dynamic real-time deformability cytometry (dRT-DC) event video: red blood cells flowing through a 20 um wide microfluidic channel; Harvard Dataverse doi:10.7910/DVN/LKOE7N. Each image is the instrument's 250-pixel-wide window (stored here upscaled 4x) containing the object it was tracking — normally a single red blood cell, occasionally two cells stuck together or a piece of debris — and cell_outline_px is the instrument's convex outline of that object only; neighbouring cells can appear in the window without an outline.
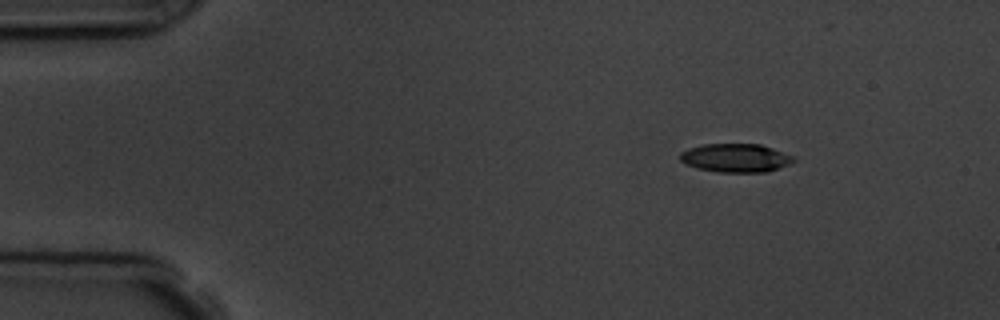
{"species": "common noctule bat (a hibernating species)", "species_latin": "Nyctalus noctula", "temperature_condition": "room temperature", "stored_images_in_passage": 4, "segment_of_instrument_passage": [1, 2], "camera_frame_rate_fps": 3000, "um_per_image_px": 0.085, "animal": {"sex": "male", "body_mass_g": 19.5, "forearm_length_mm": 54.6}, "frame": {"image": 1, "passage_image": 1, "time_ms": 0.0, "image_size_px": [1000, 320], "cell_outline_px": [[796, 160], [788, 164], [768, 172], [720, 172], [696, 168], [680, 160], [680, 152], [688, 148], [704, 144], [760, 144], [772, 148], [792, 156]], "centroid_in_image_um": [62.51, 13.42], "position_along_channel_um": 22.5, "area_um2": 18.73}}